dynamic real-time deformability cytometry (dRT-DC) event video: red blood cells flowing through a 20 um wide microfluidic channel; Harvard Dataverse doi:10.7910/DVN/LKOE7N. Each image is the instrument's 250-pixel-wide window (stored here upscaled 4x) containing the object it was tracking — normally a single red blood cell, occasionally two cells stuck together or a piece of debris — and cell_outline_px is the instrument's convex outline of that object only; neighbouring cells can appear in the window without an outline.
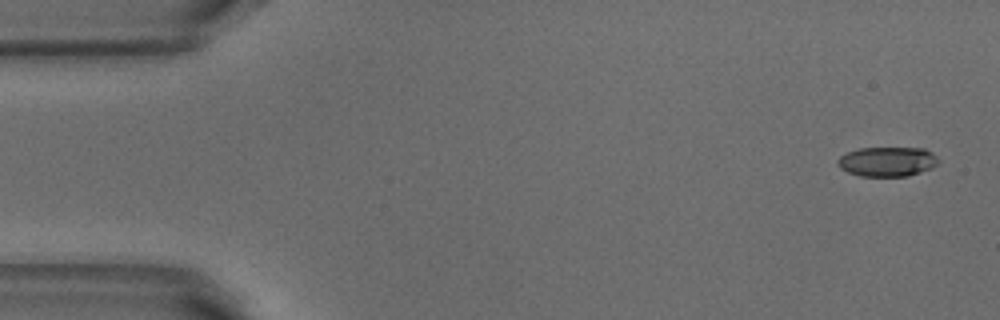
{"species": "common noctule bat (a hibernating species)", "species_latin": "Nyctalus noctula", "temperature_condition": "warm", "stored_images_in_passage": 51, "camera_frame_rate_fps": 3000, "um_per_image_px": 0.085, "animal": {"sex": "male", "body_mass_g": 18.8}, "frame": {"image": 1, "passage_image": 1, "time_ms": 0.0, "image_size_px": [1000, 320], "cell_outline_px": [[940, 160], [932, 168], [908, 176], [860, 176], [848, 172], [840, 168], [836, 164], [836, 160], [840, 156], [848, 152], [860, 148], [924, 148], [932, 152]], "centroid_in_image_um": [75.41, 13.73], "position_along_channel_um": 9.6, "area_um2": 17.46}}
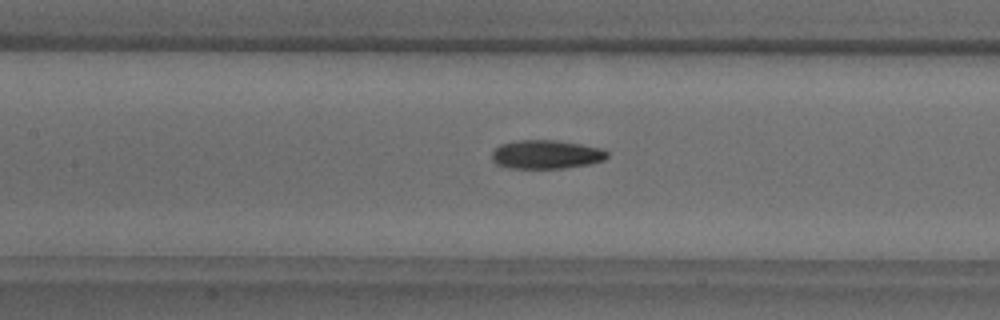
{"frame": {"image": 2, "passage_image": 22, "time_ms": 7.0, "image_size_px": [1000, 320], "cell_outline_px": [[608, 156], [604, 160], [588, 164], [564, 168], [508, 168], [496, 164], [492, 160], [492, 152], [500, 144], [516, 140], [556, 140], [604, 148], [608, 152]], "centroid_in_image_um": [46.43, 13.12], "position_along_channel_um": 161.0, "area_um2": 19.42}}
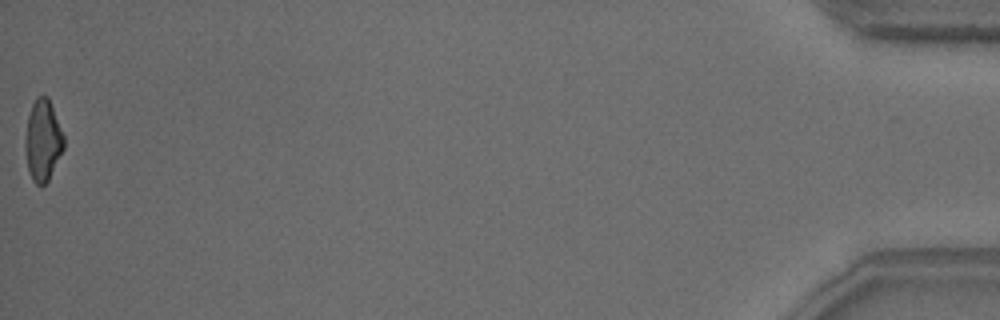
{"frame": {"image": 3, "passage_image": 51, "time_ms": 16.667, "image_size_px": [1000, 320], "cell_outline_px": [[64, 148], [48, 180], [40, 188], [32, 180], [28, 168], [24, 148], [24, 140], [28, 116], [32, 104], [36, 96], [48, 96], [64, 136]], "centroid_in_image_um": [3.62, 11.94], "position_along_channel_um": 431.6, "area_um2": 18.32}, "authors_computed_cell_mechanics": {"area_um2": 18.8428, "velocity_mm_per_s": 3.8602, "shape_relaxation_time_tau1_ms": 7.2453, "shape_relaxation_time_tau2_ms": 4.0169, "deformation_change_tau1": 0.1979, "deformation_change_tau2": 0.1199}}